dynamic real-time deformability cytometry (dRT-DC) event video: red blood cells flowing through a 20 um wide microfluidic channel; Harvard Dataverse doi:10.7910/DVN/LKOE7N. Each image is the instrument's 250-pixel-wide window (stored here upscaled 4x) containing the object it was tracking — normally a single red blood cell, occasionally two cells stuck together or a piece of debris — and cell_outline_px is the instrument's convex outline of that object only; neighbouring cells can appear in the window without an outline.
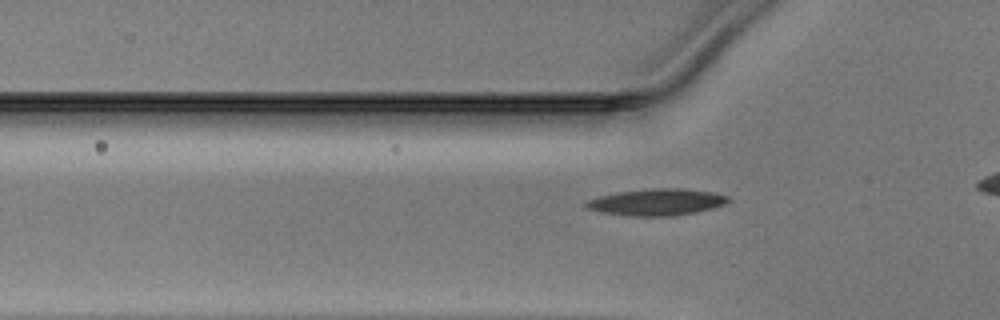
{"species": "Egyptian fruit bat (a non-hibernating species)", "species_latin": "Rousettus aegyptiacus", "temperature_condition": "warm", "stored_images_in_passage": 34, "camera_frame_rate_fps": 3000, "um_per_image_px": 0.085, "animal": {"sex": "male"}, "frame": {"image": 1, "passage_image": 9, "time_ms": 2.667, "image_size_px": [1000, 320], "cell_outline_px": [[732, 200], [724, 204], [712, 208], [696, 212], [676, 216], [628, 216], [600, 212], [588, 208], [584, 204], [588, 200], [600, 196], [620, 192], [652, 188], [684, 188], [712, 192], [728, 196]], "centroid_in_image_um": [55.86, 17.18], "position_along_channel_um": 69.9, "area_um2": 22.08}}
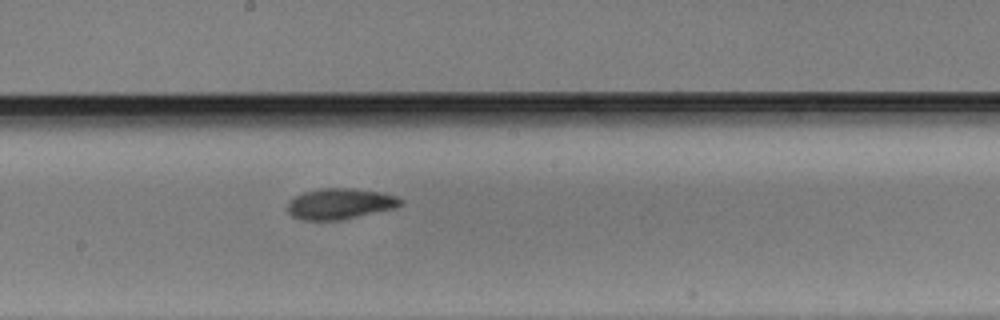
{"frame": {"image": 2, "passage_image": 20, "time_ms": 6.333, "image_size_px": [1000, 320], "cell_outline_px": [[404, 204], [396, 208], [340, 220], [304, 220], [292, 216], [288, 212], [288, 200], [304, 192], [320, 188], [352, 188], [380, 192], [396, 196], [404, 200]], "centroid_in_image_um": [28.92, 17.32], "position_along_channel_um": 219.3, "area_um2": 20.4}}
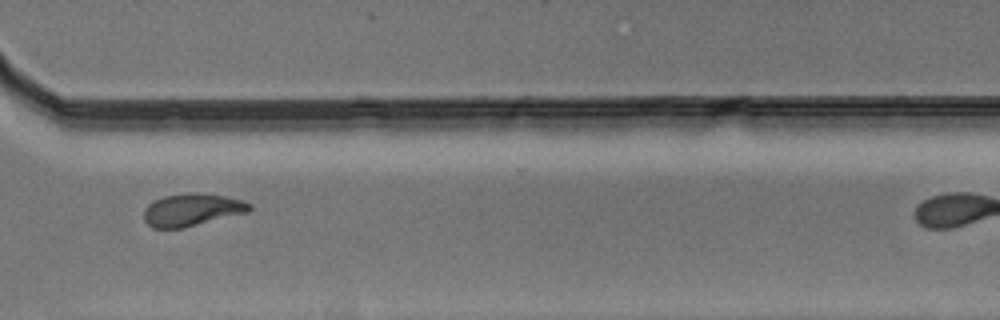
{"frame": {"image": 3, "passage_image": 30, "time_ms": 9.667, "image_size_px": [1000, 320], "cell_outline_px": [[252, 208], [248, 212], [184, 228], [152, 228], [144, 220], [144, 208], [148, 204], [164, 196], [192, 192], [224, 196], [240, 200], [252, 204]], "centroid_in_image_um": [16.3, 17.84], "position_along_channel_um": 354.3, "area_um2": 19.88}}